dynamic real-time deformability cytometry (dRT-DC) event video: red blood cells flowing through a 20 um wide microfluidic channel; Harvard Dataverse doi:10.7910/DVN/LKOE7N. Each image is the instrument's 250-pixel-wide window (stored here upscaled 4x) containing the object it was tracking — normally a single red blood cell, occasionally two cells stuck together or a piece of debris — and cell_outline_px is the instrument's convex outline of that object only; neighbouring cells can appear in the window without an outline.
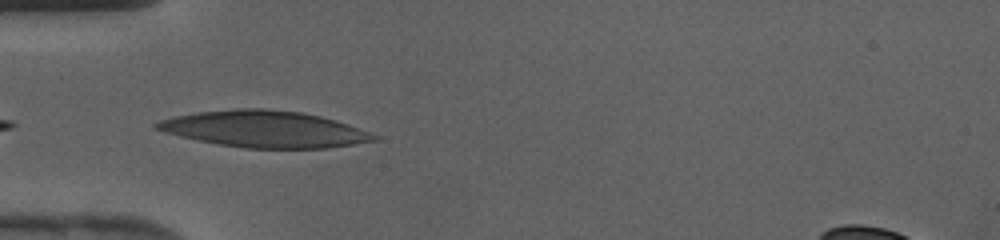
{"species": "human", "species_latin": "Homo sapiens", "temperature_condition": "cold", "stored_images_in_passage": 29, "camera_frame_rate_fps": 3000, "um_per_image_px": 0.085, "donor": {"sex": "female"}, "frame": {"image": 1, "passage_image": 1, "time_ms": 0.0, "image_size_px": [1000, 240], "cell_outline_px": [[380, 140], [328, 148], [244, 148], [196, 140], [180, 136], [152, 128], [152, 124], [160, 120], [176, 116], [196, 112], [236, 108], [264, 108], [300, 112], [320, 116], [336, 120], [348, 124], [380, 136]], "centroid_in_image_um": [22.49, 10.97], "position_along_channel_um": 62.5, "area_um2": 46.36}}
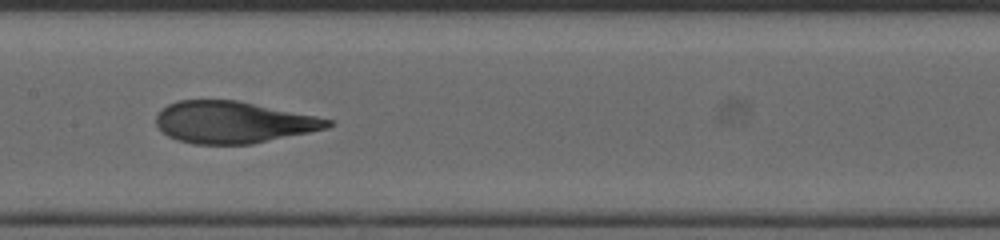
{"frame": {"image": 2, "passage_image": 9, "time_ms": 2.667, "image_size_px": [1000, 240], "cell_outline_px": [[332, 124], [328, 128], [252, 144], [196, 144], [180, 140], [168, 136], [156, 124], [156, 116], [168, 104], [176, 100], [236, 100], [316, 116], [332, 120]], "centroid_in_image_um": [19.82, 10.39], "position_along_channel_um": 187.6, "area_um2": 41.38}}
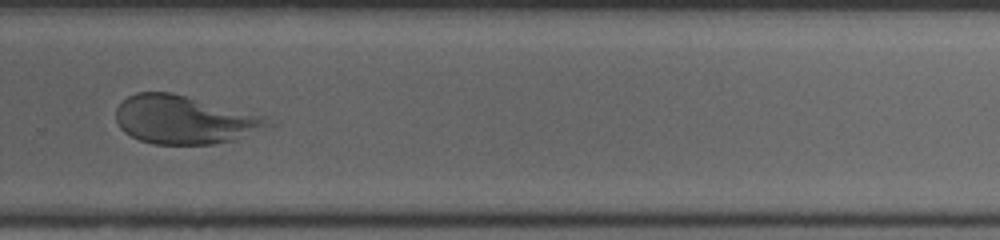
{"frame": {"image": 3, "passage_image": 17, "time_ms": 5.333, "image_size_px": [1000, 240], "cell_outline_px": [[280, 124], [232, 140], [212, 144], [152, 144], [140, 140], [124, 132], [120, 128], [116, 120], [116, 108], [128, 96], [136, 92], [172, 92], [268, 116], [280, 120]], "centroid_in_image_um": [15.78, 10.17], "position_along_channel_um": 314.0, "area_um2": 43.52}}